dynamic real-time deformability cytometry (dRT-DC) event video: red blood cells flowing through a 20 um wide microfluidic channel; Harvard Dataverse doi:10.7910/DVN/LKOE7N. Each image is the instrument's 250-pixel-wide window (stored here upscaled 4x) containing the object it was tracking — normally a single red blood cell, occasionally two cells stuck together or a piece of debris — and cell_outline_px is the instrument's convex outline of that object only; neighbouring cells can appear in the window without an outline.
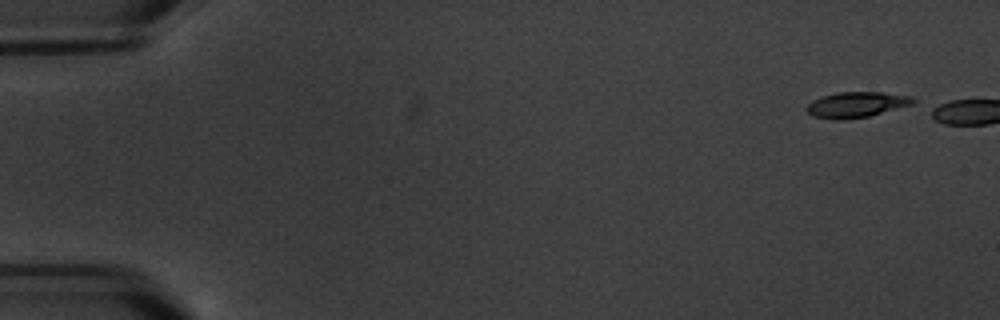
{"species": "common noctule bat (a hibernating species)", "species_latin": "Nyctalus noctula", "temperature_condition": "warm", "stored_images_in_passage": 2, "camera_frame_rate_fps": 3000, "um_per_image_px": 0.085, "animal": {"sex": "male", "body_mass_g": 20.1, "forearm_length_mm": 53.5}, "frame": {"image": 1, "passage_image": 1, "time_ms": 0.0, "image_size_px": [1000, 320], "cell_outline_px": [[916, 100], [912, 104], [868, 116], [844, 120], [832, 120], [812, 116], [804, 108], [812, 100], [820, 96], [836, 92], [880, 92], [912, 96]], "centroid_in_image_um": [72.73, 8.89], "position_along_channel_um": 12.3, "area_um2": 15.95}}